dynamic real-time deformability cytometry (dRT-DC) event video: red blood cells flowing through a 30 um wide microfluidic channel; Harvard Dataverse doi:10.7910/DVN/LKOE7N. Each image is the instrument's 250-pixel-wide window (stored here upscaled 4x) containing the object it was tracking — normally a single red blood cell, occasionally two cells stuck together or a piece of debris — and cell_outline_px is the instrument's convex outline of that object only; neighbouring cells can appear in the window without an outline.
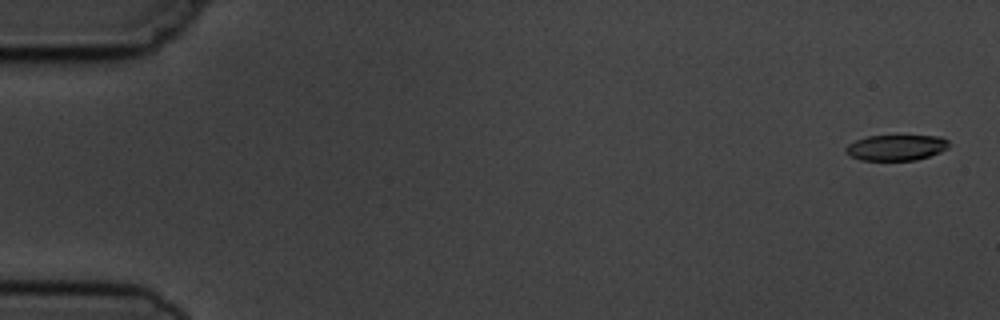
{"species": "common noctule bat (a hibernating species)", "species_latin": "Nyctalus noctula", "temperature_condition": "cold", "stored_images_in_passage": 6, "camera_frame_rate_fps": 3000, "um_per_image_px": 0.085, "animal": {"sex": "male", "body_mass_g": 19.5, "forearm_length_mm": 54.6}, "frame": {"image": 1, "passage_image": 1, "time_ms": 0.0, "image_size_px": [1000, 320], "cell_outline_px": [[948, 148], [940, 152], [916, 160], [860, 160], [848, 156], [844, 152], [844, 148], [848, 144], [856, 140], [868, 136], [896, 132], [940, 136], [948, 140]], "centroid_in_image_um": [76.16, 12.48], "position_along_channel_um": 8.8, "area_um2": 16.53}}
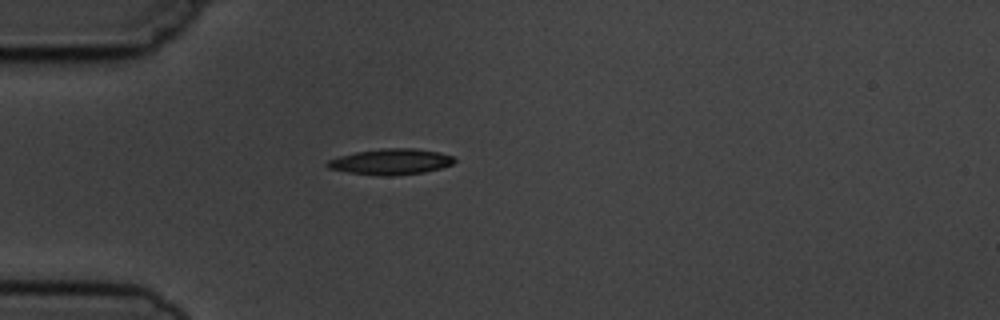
{"frame": {"image": 2, "passage_image": 5, "time_ms": 4.667, "image_size_px": [1000, 320], "cell_outline_px": [[456, 160], [452, 164], [440, 168], [424, 172], [392, 176], [388, 176], [348, 172], [328, 168], [324, 164], [328, 160], [340, 156], [356, 152], [380, 148], [416, 148], [440, 152], [452, 156]], "centroid_in_image_um": [33.22, 13.73], "position_along_channel_um": 51.8, "area_um2": 19.07}}